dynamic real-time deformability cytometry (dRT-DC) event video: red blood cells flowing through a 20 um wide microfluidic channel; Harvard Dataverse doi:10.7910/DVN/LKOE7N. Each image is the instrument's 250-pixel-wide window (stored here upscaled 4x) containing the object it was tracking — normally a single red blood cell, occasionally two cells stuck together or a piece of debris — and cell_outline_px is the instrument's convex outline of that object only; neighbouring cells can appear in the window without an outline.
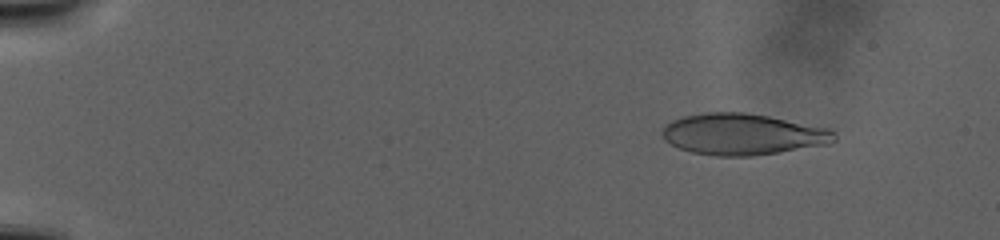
{"species": "human", "species_latin": "Homo sapiens", "temperature_condition": "warm", "stored_images_in_passage": 106, "camera_frame_rate_fps": 3000, "um_per_image_px": 0.085, "donor": {"sex": "male"}, "frame": {"image": 1, "passage_image": 14, "time_ms": 4.333, "image_size_px": [1000, 240], "cell_outline_px": [[836, 140], [828, 144], [780, 152], [752, 156], [716, 156], [692, 152], [680, 148], [664, 140], [660, 132], [660, 128], [664, 124], [680, 116], [704, 112], [744, 112], [768, 116], [832, 128], [836, 132]], "centroid_in_image_um": [63.11, 11.4], "position_along_channel_um": 21.9, "area_um2": 41.96}}
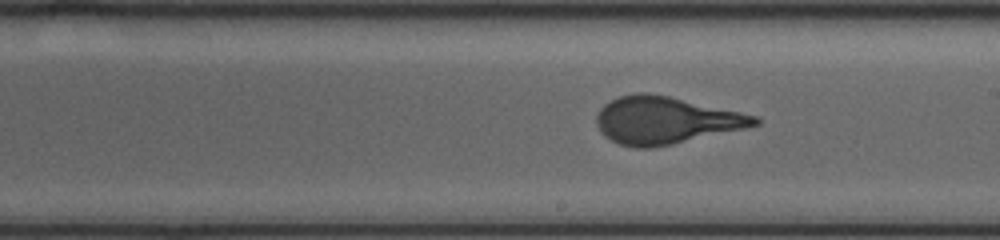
{"frame": {"image": 2, "passage_image": 68, "time_ms": 22.333, "image_size_px": [1000, 240], "cell_outline_px": [[760, 124], [744, 128], [672, 144], [652, 148], [636, 148], [620, 144], [604, 136], [600, 132], [596, 124], [596, 116], [600, 108], [604, 104], [620, 96], [636, 92], [648, 92], [668, 96], [760, 116]], "centroid_in_image_um": [56.55, 10.22], "position_along_channel_um": 232.4, "area_um2": 43.41}}
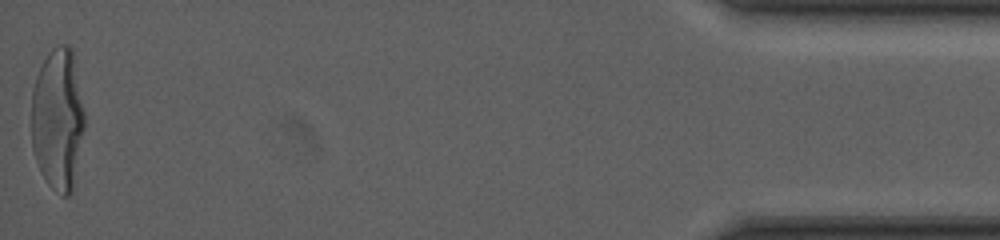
{"frame": {"image": 3, "passage_image": 106, "time_ms": 1703.667, "image_size_px": [1000, 240], "cell_outline_px": [[84, 128], [72, 192], [68, 196], [60, 196], [48, 184], [40, 172], [32, 148], [32, 88], [36, 76], [48, 52], [52, 48], [60, 44], [68, 44], [72, 48], [84, 112]], "centroid_in_image_um": [4.9, 10.14], "position_along_channel_um": 430.3, "area_um2": 43.99}}